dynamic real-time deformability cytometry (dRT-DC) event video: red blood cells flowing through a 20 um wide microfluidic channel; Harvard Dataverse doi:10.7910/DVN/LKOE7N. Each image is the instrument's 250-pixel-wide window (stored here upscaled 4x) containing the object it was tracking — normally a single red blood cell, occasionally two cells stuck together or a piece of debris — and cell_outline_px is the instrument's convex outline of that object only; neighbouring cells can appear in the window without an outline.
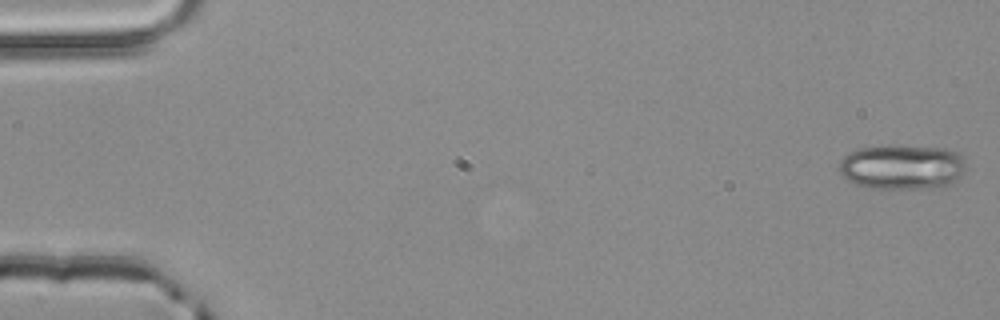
{"species": "common noctule bat (a hibernating species)", "species_latin": "Nyctalus noctula", "temperature_condition": "room temperature", "stored_images_in_passage": 4, "camera_frame_rate_fps": 3000, "um_per_image_px": 0.085, "animal": {"sex": "male", "body_mass_g": 20.4}, "frame": {"image": 1, "passage_image": 1, "time_ms": 0.0, "image_size_px": [1000, 320], "cell_outline_px": [[964, 172], [956, 184], [944, 188], [868, 188], [856, 184], [848, 180], [840, 172], [840, 160], [848, 152], [856, 148], [948, 148], [956, 152], [964, 160]], "centroid_in_image_um": [76.73, 14.25], "position_along_channel_um": 8.3, "area_um2": 32.71}}